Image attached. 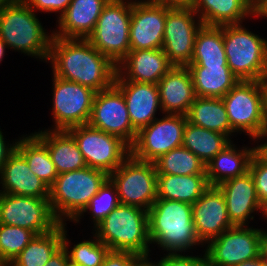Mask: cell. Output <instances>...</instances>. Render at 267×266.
Masks as SVG:
<instances>
[{"instance_id":"30bf717a","label":"cell","mask_w":267,"mask_h":266,"mask_svg":"<svg viewBox=\"0 0 267 266\" xmlns=\"http://www.w3.org/2000/svg\"><path fill=\"white\" fill-rule=\"evenodd\" d=\"M109 179L116 186L120 204L148 211L157 199V172L153 162L130 155L109 175Z\"/></svg>"},{"instance_id":"5b68a950","label":"cell","mask_w":267,"mask_h":266,"mask_svg":"<svg viewBox=\"0 0 267 266\" xmlns=\"http://www.w3.org/2000/svg\"><path fill=\"white\" fill-rule=\"evenodd\" d=\"M108 179L107 173L90 167L58 174L49 194L56 219L61 224L72 222Z\"/></svg>"},{"instance_id":"db71d44e","label":"cell","mask_w":267,"mask_h":266,"mask_svg":"<svg viewBox=\"0 0 267 266\" xmlns=\"http://www.w3.org/2000/svg\"><path fill=\"white\" fill-rule=\"evenodd\" d=\"M25 0H0V8H4L6 6L16 5L19 3H24Z\"/></svg>"},{"instance_id":"f1b7e54d","label":"cell","mask_w":267,"mask_h":266,"mask_svg":"<svg viewBox=\"0 0 267 266\" xmlns=\"http://www.w3.org/2000/svg\"><path fill=\"white\" fill-rule=\"evenodd\" d=\"M187 67L198 97L222 98L240 81L228 65Z\"/></svg>"},{"instance_id":"f907efd6","label":"cell","mask_w":267,"mask_h":266,"mask_svg":"<svg viewBox=\"0 0 267 266\" xmlns=\"http://www.w3.org/2000/svg\"><path fill=\"white\" fill-rule=\"evenodd\" d=\"M256 17L257 19L261 17L267 19V1L263 3L257 10H256Z\"/></svg>"},{"instance_id":"e0dca14e","label":"cell","mask_w":267,"mask_h":266,"mask_svg":"<svg viewBox=\"0 0 267 266\" xmlns=\"http://www.w3.org/2000/svg\"><path fill=\"white\" fill-rule=\"evenodd\" d=\"M170 8L132 0L130 51L162 49L166 12Z\"/></svg>"},{"instance_id":"680465c9","label":"cell","mask_w":267,"mask_h":266,"mask_svg":"<svg viewBox=\"0 0 267 266\" xmlns=\"http://www.w3.org/2000/svg\"><path fill=\"white\" fill-rule=\"evenodd\" d=\"M265 220H267V209H266V212H265Z\"/></svg>"},{"instance_id":"e575fe53","label":"cell","mask_w":267,"mask_h":266,"mask_svg":"<svg viewBox=\"0 0 267 266\" xmlns=\"http://www.w3.org/2000/svg\"><path fill=\"white\" fill-rule=\"evenodd\" d=\"M67 224H63L62 246L67 251L69 262L78 266H101L110 249L93 233V238L91 236V239L82 240L71 246L72 242L67 237Z\"/></svg>"},{"instance_id":"44dd1931","label":"cell","mask_w":267,"mask_h":266,"mask_svg":"<svg viewBox=\"0 0 267 266\" xmlns=\"http://www.w3.org/2000/svg\"><path fill=\"white\" fill-rule=\"evenodd\" d=\"M0 193L49 198L50 188L29 168L24 156L15 149L0 170Z\"/></svg>"},{"instance_id":"9f6ffc18","label":"cell","mask_w":267,"mask_h":266,"mask_svg":"<svg viewBox=\"0 0 267 266\" xmlns=\"http://www.w3.org/2000/svg\"><path fill=\"white\" fill-rule=\"evenodd\" d=\"M267 0H248L250 5L257 10L263 3H265Z\"/></svg>"},{"instance_id":"7bdbcfd3","label":"cell","mask_w":267,"mask_h":266,"mask_svg":"<svg viewBox=\"0 0 267 266\" xmlns=\"http://www.w3.org/2000/svg\"><path fill=\"white\" fill-rule=\"evenodd\" d=\"M5 136L0 128V170L6 163L8 156L16 149V143L18 139H13V141H6ZM10 142V143H9Z\"/></svg>"},{"instance_id":"7dc6e473","label":"cell","mask_w":267,"mask_h":266,"mask_svg":"<svg viewBox=\"0 0 267 266\" xmlns=\"http://www.w3.org/2000/svg\"><path fill=\"white\" fill-rule=\"evenodd\" d=\"M151 255L142 256L134 266H159L158 261H152Z\"/></svg>"},{"instance_id":"f546056e","label":"cell","mask_w":267,"mask_h":266,"mask_svg":"<svg viewBox=\"0 0 267 266\" xmlns=\"http://www.w3.org/2000/svg\"><path fill=\"white\" fill-rule=\"evenodd\" d=\"M186 116L188 122L195 126L225 134L231 140L234 135L237 136L231 128L222 98L196 96Z\"/></svg>"},{"instance_id":"d6986e66","label":"cell","mask_w":267,"mask_h":266,"mask_svg":"<svg viewBox=\"0 0 267 266\" xmlns=\"http://www.w3.org/2000/svg\"><path fill=\"white\" fill-rule=\"evenodd\" d=\"M192 216L196 233L204 245L234 226L229 220L223 193L216 186H209L192 204Z\"/></svg>"},{"instance_id":"7c38bea8","label":"cell","mask_w":267,"mask_h":266,"mask_svg":"<svg viewBox=\"0 0 267 266\" xmlns=\"http://www.w3.org/2000/svg\"><path fill=\"white\" fill-rule=\"evenodd\" d=\"M187 116L163 114L137 132L131 155L138 160L154 162L174 148L183 145Z\"/></svg>"},{"instance_id":"816d5d0a","label":"cell","mask_w":267,"mask_h":266,"mask_svg":"<svg viewBox=\"0 0 267 266\" xmlns=\"http://www.w3.org/2000/svg\"><path fill=\"white\" fill-rule=\"evenodd\" d=\"M256 143L254 145H256L257 151H259L264 157L267 158V141L256 142Z\"/></svg>"},{"instance_id":"cb8c5ba5","label":"cell","mask_w":267,"mask_h":266,"mask_svg":"<svg viewBox=\"0 0 267 266\" xmlns=\"http://www.w3.org/2000/svg\"><path fill=\"white\" fill-rule=\"evenodd\" d=\"M173 66L163 49H143L129 51L117 72L127 81L158 84Z\"/></svg>"},{"instance_id":"6da1fadb","label":"cell","mask_w":267,"mask_h":266,"mask_svg":"<svg viewBox=\"0 0 267 266\" xmlns=\"http://www.w3.org/2000/svg\"><path fill=\"white\" fill-rule=\"evenodd\" d=\"M52 74L63 80L90 87L95 92L110 88L117 66L87 39L54 37L47 64Z\"/></svg>"},{"instance_id":"d6a6232c","label":"cell","mask_w":267,"mask_h":266,"mask_svg":"<svg viewBox=\"0 0 267 266\" xmlns=\"http://www.w3.org/2000/svg\"><path fill=\"white\" fill-rule=\"evenodd\" d=\"M232 141L225 134L195 126L188 121L184 128L183 146L205 165Z\"/></svg>"},{"instance_id":"2e32d148","label":"cell","mask_w":267,"mask_h":266,"mask_svg":"<svg viewBox=\"0 0 267 266\" xmlns=\"http://www.w3.org/2000/svg\"><path fill=\"white\" fill-rule=\"evenodd\" d=\"M88 124L121 138L130 147L137 137L138 131L132 126L124 96L114 84L96 92Z\"/></svg>"},{"instance_id":"ac0fdd59","label":"cell","mask_w":267,"mask_h":266,"mask_svg":"<svg viewBox=\"0 0 267 266\" xmlns=\"http://www.w3.org/2000/svg\"><path fill=\"white\" fill-rule=\"evenodd\" d=\"M216 187L223 193L228 217L234 226L249 225L251 220H255L254 214L256 215L257 212H260V216L265 220L266 209L258 199L250 171L228 179Z\"/></svg>"},{"instance_id":"681fc988","label":"cell","mask_w":267,"mask_h":266,"mask_svg":"<svg viewBox=\"0 0 267 266\" xmlns=\"http://www.w3.org/2000/svg\"><path fill=\"white\" fill-rule=\"evenodd\" d=\"M236 266H267V263L260 256H258L254 259L244 261Z\"/></svg>"},{"instance_id":"7402d4cb","label":"cell","mask_w":267,"mask_h":266,"mask_svg":"<svg viewBox=\"0 0 267 266\" xmlns=\"http://www.w3.org/2000/svg\"><path fill=\"white\" fill-rule=\"evenodd\" d=\"M157 85L163 114L186 116L196 98L188 67L174 65Z\"/></svg>"},{"instance_id":"74e56055","label":"cell","mask_w":267,"mask_h":266,"mask_svg":"<svg viewBox=\"0 0 267 266\" xmlns=\"http://www.w3.org/2000/svg\"><path fill=\"white\" fill-rule=\"evenodd\" d=\"M34 236L31 230L0 223V266H9Z\"/></svg>"},{"instance_id":"484cf974","label":"cell","mask_w":267,"mask_h":266,"mask_svg":"<svg viewBox=\"0 0 267 266\" xmlns=\"http://www.w3.org/2000/svg\"><path fill=\"white\" fill-rule=\"evenodd\" d=\"M256 146L235 145L234 140L220 151L207 165L206 175L209 186H218L220 183L249 171V164Z\"/></svg>"},{"instance_id":"f5cc1de1","label":"cell","mask_w":267,"mask_h":266,"mask_svg":"<svg viewBox=\"0 0 267 266\" xmlns=\"http://www.w3.org/2000/svg\"><path fill=\"white\" fill-rule=\"evenodd\" d=\"M256 142L267 141V113L265 115L264 127L261 135L255 140Z\"/></svg>"},{"instance_id":"d4e9b609","label":"cell","mask_w":267,"mask_h":266,"mask_svg":"<svg viewBox=\"0 0 267 266\" xmlns=\"http://www.w3.org/2000/svg\"><path fill=\"white\" fill-rule=\"evenodd\" d=\"M32 133L47 147L58 174L87 167L74 137L67 130L39 128Z\"/></svg>"},{"instance_id":"b9f144b4","label":"cell","mask_w":267,"mask_h":266,"mask_svg":"<svg viewBox=\"0 0 267 266\" xmlns=\"http://www.w3.org/2000/svg\"><path fill=\"white\" fill-rule=\"evenodd\" d=\"M141 257L140 254L110 250L101 266H134Z\"/></svg>"},{"instance_id":"4316f807","label":"cell","mask_w":267,"mask_h":266,"mask_svg":"<svg viewBox=\"0 0 267 266\" xmlns=\"http://www.w3.org/2000/svg\"><path fill=\"white\" fill-rule=\"evenodd\" d=\"M192 9L206 26L240 24L256 17L248 0H195Z\"/></svg>"},{"instance_id":"603a6c76","label":"cell","mask_w":267,"mask_h":266,"mask_svg":"<svg viewBox=\"0 0 267 266\" xmlns=\"http://www.w3.org/2000/svg\"><path fill=\"white\" fill-rule=\"evenodd\" d=\"M108 1L71 0L66 11L56 20V28L52 30L53 36L87 39L94 31L103 7Z\"/></svg>"},{"instance_id":"9a60e30c","label":"cell","mask_w":267,"mask_h":266,"mask_svg":"<svg viewBox=\"0 0 267 266\" xmlns=\"http://www.w3.org/2000/svg\"><path fill=\"white\" fill-rule=\"evenodd\" d=\"M203 25L192 8H173L166 12L162 49L173 65L187 66L191 62L195 38Z\"/></svg>"},{"instance_id":"4fadbf2b","label":"cell","mask_w":267,"mask_h":266,"mask_svg":"<svg viewBox=\"0 0 267 266\" xmlns=\"http://www.w3.org/2000/svg\"><path fill=\"white\" fill-rule=\"evenodd\" d=\"M0 223L31 230L35 235L48 233L61 223L54 216L49 198L0 193Z\"/></svg>"},{"instance_id":"277c9868","label":"cell","mask_w":267,"mask_h":266,"mask_svg":"<svg viewBox=\"0 0 267 266\" xmlns=\"http://www.w3.org/2000/svg\"><path fill=\"white\" fill-rule=\"evenodd\" d=\"M111 251L150 255L148 211L119 204L92 232Z\"/></svg>"},{"instance_id":"bcb514c9","label":"cell","mask_w":267,"mask_h":266,"mask_svg":"<svg viewBox=\"0 0 267 266\" xmlns=\"http://www.w3.org/2000/svg\"><path fill=\"white\" fill-rule=\"evenodd\" d=\"M259 256L267 262V229H259Z\"/></svg>"},{"instance_id":"8fae6325","label":"cell","mask_w":267,"mask_h":266,"mask_svg":"<svg viewBox=\"0 0 267 266\" xmlns=\"http://www.w3.org/2000/svg\"><path fill=\"white\" fill-rule=\"evenodd\" d=\"M52 76L51 116L54 124L47 130H67L88 124L96 92L90 87Z\"/></svg>"},{"instance_id":"8992f818","label":"cell","mask_w":267,"mask_h":266,"mask_svg":"<svg viewBox=\"0 0 267 266\" xmlns=\"http://www.w3.org/2000/svg\"><path fill=\"white\" fill-rule=\"evenodd\" d=\"M243 23L223 25L227 65L239 80L259 81L267 71V38Z\"/></svg>"},{"instance_id":"f6af8a7d","label":"cell","mask_w":267,"mask_h":266,"mask_svg":"<svg viewBox=\"0 0 267 266\" xmlns=\"http://www.w3.org/2000/svg\"><path fill=\"white\" fill-rule=\"evenodd\" d=\"M68 262L67 251L61 246L44 266H66Z\"/></svg>"},{"instance_id":"c3c4849f","label":"cell","mask_w":267,"mask_h":266,"mask_svg":"<svg viewBox=\"0 0 267 266\" xmlns=\"http://www.w3.org/2000/svg\"><path fill=\"white\" fill-rule=\"evenodd\" d=\"M259 82L263 90L265 113H267V71L259 79Z\"/></svg>"},{"instance_id":"11a10c76","label":"cell","mask_w":267,"mask_h":266,"mask_svg":"<svg viewBox=\"0 0 267 266\" xmlns=\"http://www.w3.org/2000/svg\"><path fill=\"white\" fill-rule=\"evenodd\" d=\"M6 49L8 50L7 45L5 44V42L0 38V64L2 62V60L4 59V56L6 55L5 52Z\"/></svg>"},{"instance_id":"ffe728a7","label":"cell","mask_w":267,"mask_h":266,"mask_svg":"<svg viewBox=\"0 0 267 266\" xmlns=\"http://www.w3.org/2000/svg\"><path fill=\"white\" fill-rule=\"evenodd\" d=\"M114 85L122 92L130 121L137 131L151 124L158 111L163 115L157 84L127 81L117 72Z\"/></svg>"},{"instance_id":"83f0119b","label":"cell","mask_w":267,"mask_h":266,"mask_svg":"<svg viewBox=\"0 0 267 266\" xmlns=\"http://www.w3.org/2000/svg\"><path fill=\"white\" fill-rule=\"evenodd\" d=\"M209 188L207 175L157 174V198L194 204Z\"/></svg>"},{"instance_id":"ab89813d","label":"cell","mask_w":267,"mask_h":266,"mask_svg":"<svg viewBox=\"0 0 267 266\" xmlns=\"http://www.w3.org/2000/svg\"><path fill=\"white\" fill-rule=\"evenodd\" d=\"M189 253H166L158 260L159 266H209L207 257L204 254L193 256ZM203 255V256H202Z\"/></svg>"},{"instance_id":"5bb4252c","label":"cell","mask_w":267,"mask_h":266,"mask_svg":"<svg viewBox=\"0 0 267 266\" xmlns=\"http://www.w3.org/2000/svg\"><path fill=\"white\" fill-rule=\"evenodd\" d=\"M204 247L209 266H236L259 256V228L233 226Z\"/></svg>"},{"instance_id":"52a82bcc","label":"cell","mask_w":267,"mask_h":266,"mask_svg":"<svg viewBox=\"0 0 267 266\" xmlns=\"http://www.w3.org/2000/svg\"><path fill=\"white\" fill-rule=\"evenodd\" d=\"M132 0H109L87 40L116 66L130 51Z\"/></svg>"},{"instance_id":"4dcf8cb0","label":"cell","mask_w":267,"mask_h":266,"mask_svg":"<svg viewBox=\"0 0 267 266\" xmlns=\"http://www.w3.org/2000/svg\"><path fill=\"white\" fill-rule=\"evenodd\" d=\"M227 65L222 26L203 25L195 38L194 52L187 66Z\"/></svg>"},{"instance_id":"1f68e13d","label":"cell","mask_w":267,"mask_h":266,"mask_svg":"<svg viewBox=\"0 0 267 266\" xmlns=\"http://www.w3.org/2000/svg\"><path fill=\"white\" fill-rule=\"evenodd\" d=\"M16 149L24 156L30 170L50 188L58 173L47 147L33 133H28L18 138Z\"/></svg>"},{"instance_id":"8d00e7d4","label":"cell","mask_w":267,"mask_h":266,"mask_svg":"<svg viewBox=\"0 0 267 266\" xmlns=\"http://www.w3.org/2000/svg\"><path fill=\"white\" fill-rule=\"evenodd\" d=\"M120 204L116 186L108 179L94 195L89 204L83 211L72 221L74 225L80 223L85 214L91 215V223L93 228L98 225L114 208Z\"/></svg>"},{"instance_id":"836d02e7","label":"cell","mask_w":267,"mask_h":266,"mask_svg":"<svg viewBox=\"0 0 267 266\" xmlns=\"http://www.w3.org/2000/svg\"><path fill=\"white\" fill-rule=\"evenodd\" d=\"M63 224L48 233L35 235L9 266H44L62 246Z\"/></svg>"},{"instance_id":"60d3db41","label":"cell","mask_w":267,"mask_h":266,"mask_svg":"<svg viewBox=\"0 0 267 266\" xmlns=\"http://www.w3.org/2000/svg\"><path fill=\"white\" fill-rule=\"evenodd\" d=\"M25 3L38 13H57V19L70 5L71 0H25Z\"/></svg>"},{"instance_id":"7a4b0ae2","label":"cell","mask_w":267,"mask_h":266,"mask_svg":"<svg viewBox=\"0 0 267 266\" xmlns=\"http://www.w3.org/2000/svg\"><path fill=\"white\" fill-rule=\"evenodd\" d=\"M148 225L151 245L163 253H192L205 246L196 233L191 204L157 198L148 210Z\"/></svg>"},{"instance_id":"3957f363","label":"cell","mask_w":267,"mask_h":266,"mask_svg":"<svg viewBox=\"0 0 267 266\" xmlns=\"http://www.w3.org/2000/svg\"><path fill=\"white\" fill-rule=\"evenodd\" d=\"M36 14L25 2L0 8V38L10 51L47 63L53 34Z\"/></svg>"},{"instance_id":"9c48e42d","label":"cell","mask_w":267,"mask_h":266,"mask_svg":"<svg viewBox=\"0 0 267 266\" xmlns=\"http://www.w3.org/2000/svg\"><path fill=\"white\" fill-rule=\"evenodd\" d=\"M67 131L74 137L87 167L108 175L131 155V147L121 138L89 124L74 126Z\"/></svg>"},{"instance_id":"f35d334b","label":"cell","mask_w":267,"mask_h":266,"mask_svg":"<svg viewBox=\"0 0 267 266\" xmlns=\"http://www.w3.org/2000/svg\"><path fill=\"white\" fill-rule=\"evenodd\" d=\"M249 171L255 182L258 199L267 209V158L257 150L251 158Z\"/></svg>"},{"instance_id":"d590c367","label":"cell","mask_w":267,"mask_h":266,"mask_svg":"<svg viewBox=\"0 0 267 266\" xmlns=\"http://www.w3.org/2000/svg\"><path fill=\"white\" fill-rule=\"evenodd\" d=\"M153 163L157 174H206V165L183 145L165 153Z\"/></svg>"},{"instance_id":"ba28073f","label":"cell","mask_w":267,"mask_h":266,"mask_svg":"<svg viewBox=\"0 0 267 266\" xmlns=\"http://www.w3.org/2000/svg\"><path fill=\"white\" fill-rule=\"evenodd\" d=\"M231 128L236 134L248 135L251 141L261 135L264 121V97L259 81L240 80L222 97Z\"/></svg>"},{"instance_id":"ee69618b","label":"cell","mask_w":267,"mask_h":266,"mask_svg":"<svg viewBox=\"0 0 267 266\" xmlns=\"http://www.w3.org/2000/svg\"><path fill=\"white\" fill-rule=\"evenodd\" d=\"M154 5H160L170 9L193 8L195 0H142Z\"/></svg>"},{"instance_id":"6f0895ef","label":"cell","mask_w":267,"mask_h":266,"mask_svg":"<svg viewBox=\"0 0 267 266\" xmlns=\"http://www.w3.org/2000/svg\"><path fill=\"white\" fill-rule=\"evenodd\" d=\"M66 266H78V265H75V264L68 262Z\"/></svg>"}]
</instances>
